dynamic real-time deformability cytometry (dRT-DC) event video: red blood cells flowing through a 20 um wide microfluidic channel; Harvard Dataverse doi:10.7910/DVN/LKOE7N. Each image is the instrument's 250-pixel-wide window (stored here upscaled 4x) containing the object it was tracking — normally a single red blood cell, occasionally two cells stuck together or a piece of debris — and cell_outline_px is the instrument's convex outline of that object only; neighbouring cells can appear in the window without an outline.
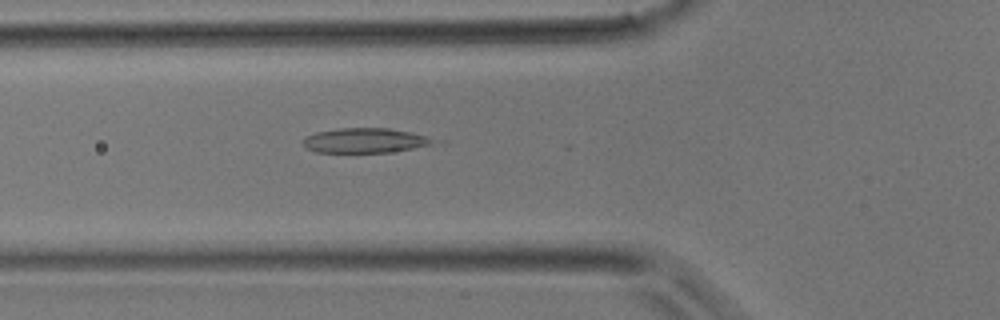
{"species": "common noctule bat (a hibernating species)", "species_latin": "Nyctalus noctula", "temperature_condition": "room temperature", "stored_images_in_passage": 39, "camera_frame_rate_fps": 3000, "um_per_image_px": 0.085, "animal": {"sex": "male", "body_mass_g": 17.9}, "frame": {"image": 1, "passage_image": 13, "time_ms": 4.0, "image_size_px": [1000, 320], "cell_outline_px": [[432, 144], [412, 148], [388, 152], [316, 152], [304, 148], [300, 140], [304, 136], [316, 132], [336, 128], [388, 128], [412, 132], [424, 136], [432, 140]], "centroid_in_image_um": [30.87, 11.93], "position_along_channel_um": 94.9, "area_um2": 18.73}}
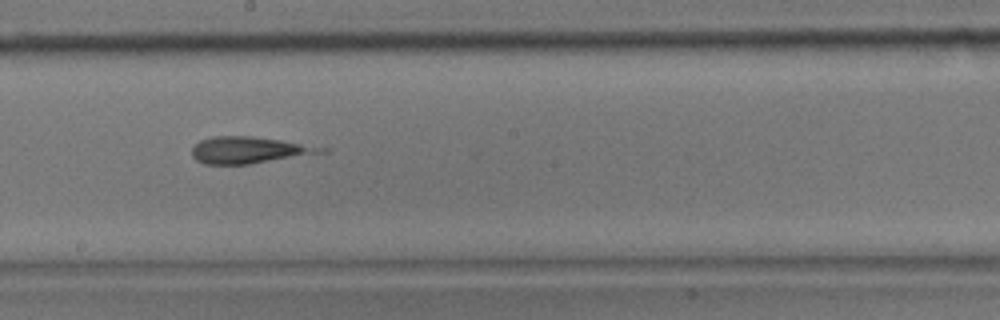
{"frame": {"image": 2, "passage_image": 21, "time_ms": 6.667, "image_size_px": [1000, 320], "cell_outline_px": [[328, 152], [248, 164], [204, 164], [196, 160], [192, 156], [192, 148], [200, 140], [212, 136], [252, 136], [280, 140], [328, 148]], "centroid_in_image_um": [21.15, 12.75], "position_along_channel_um": 227.0, "area_um2": 19.94}}
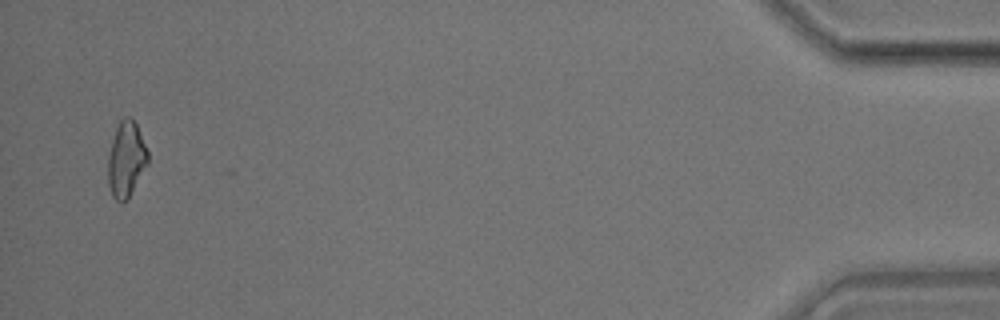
{"frame": {"image": 3, "passage_image": 38, "time_ms": 12.333, "image_size_px": [1000, 320], "cell_outline_px": [[148, 164], [128, 200], [116, 200], [112, 196], [108, 184], [108, 156], [112, 140], [116, 128], [120, 120], [124, 116], [128, 116], [136, 124], [148, 152]], "centroid_in_image_um": [10.72, 13.56], "position_along_channel_um": 424.5, "area_um2": 17.46}}